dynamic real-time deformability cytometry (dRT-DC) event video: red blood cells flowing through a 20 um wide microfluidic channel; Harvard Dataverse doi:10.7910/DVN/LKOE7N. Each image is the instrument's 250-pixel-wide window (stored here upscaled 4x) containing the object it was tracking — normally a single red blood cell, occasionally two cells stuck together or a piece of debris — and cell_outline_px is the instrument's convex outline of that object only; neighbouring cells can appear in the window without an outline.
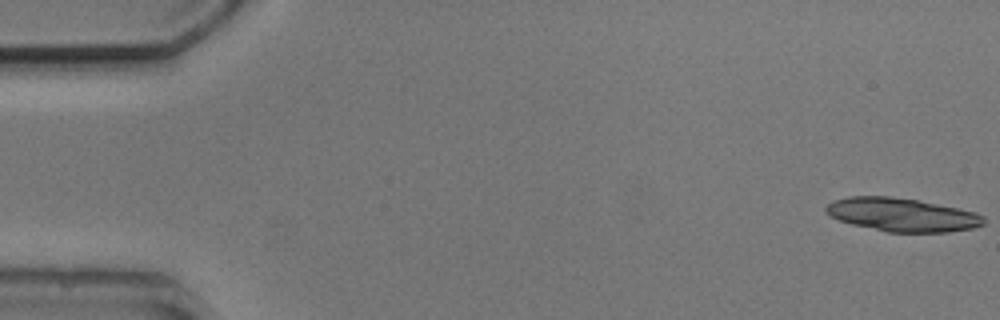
{"species": "common noctule bat (a hibernating species)", "species_latin": "Nyctalus noctula", "temperature_condition": "cold", "stored_images_in_passage": 5, "camera_frame_rate_fps": 3000, "um_per_image_px": 0.085, "animal": {"sex": "male", "body_mass_g": 20.5, "forearm_length_mm": 52.5}, "frame": {"image": 1, "passage_image": 1, "time_ms": 0.0, "image_size_px": [1000, 320], "cell_outline_px": [[984, 224], [972, 228], [948, 232], [888, 232], [852, 224], [840, 220], [824, 212], [824, 208], [832, 200], [848, 196], [892, 196], [920, 200], [976, 212], [984, 216]], "centroid_in_image_um": [76.66, 18.24], "position_along_channel_um": 8.3, "area_um2": 30.81}}